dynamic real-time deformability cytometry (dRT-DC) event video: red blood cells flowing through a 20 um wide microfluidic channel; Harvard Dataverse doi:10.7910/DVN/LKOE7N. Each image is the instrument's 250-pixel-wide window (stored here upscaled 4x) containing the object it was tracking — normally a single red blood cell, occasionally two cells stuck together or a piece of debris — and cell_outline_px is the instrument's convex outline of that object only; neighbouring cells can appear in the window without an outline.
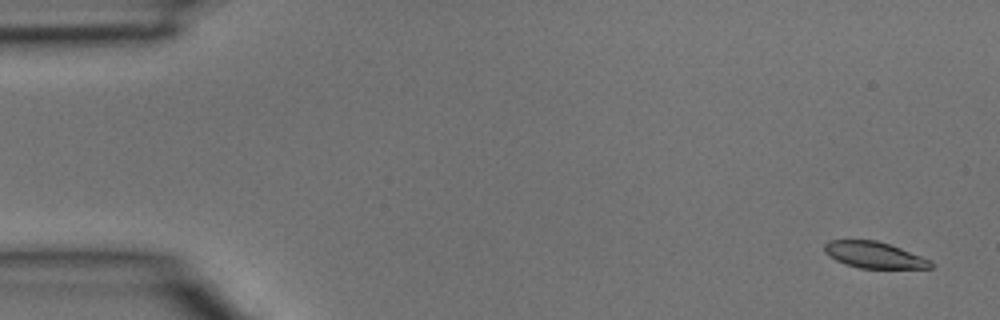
{"species": "common noctule bat (a hibernating species)", "species_latin": "Nyctalus noctula", "temperature_condition": "room temperature", "stored_images_in_passage": 40, "camera_frame_rate_fps": 3000, "um_per_image_px": 0.085, "animal": {"sex": "male", "body_mass_g": 15.6}, "frame": {"image": 1, "passage_image": 2, "time_ms": 0.333, "image_size_px": [1000, 320], "cell_outline_px": [[936, 264], [932, 268], [860, 268], [844, 264], [828, 256], [824, 252], [824, 244], [828, 240], [876, 240], [900, 248], [932, 260]], "centroid_in_image_um": [74.3, 21.67], "position_along_channel_um": 10.7, "area_um2": 16.42}}
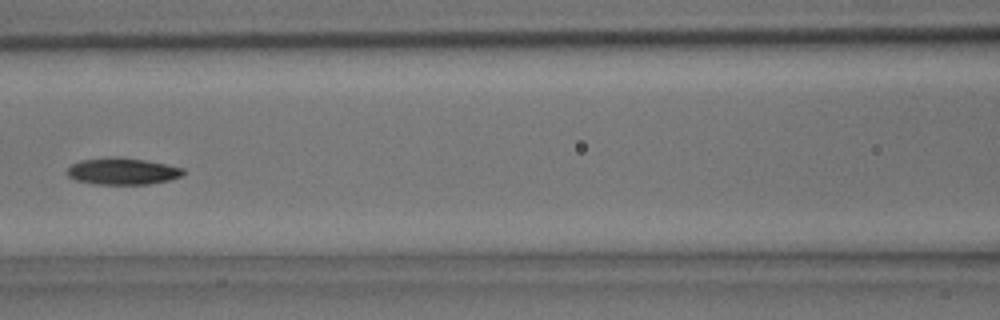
{"frame": {"image": 2, "passage_image": 18, "time_ms": 5.667, "image_size_px": [1000, 320], "cell_outline_px": [[184, 172], [180, 176], [168, 180], [148, 184], [92, 184], [76, 180], [68, 176], [64, 172], [72, 164], [80, 160], [112, 156], [120, 156], [144, 160], [184, 168]], "centroid_in_image_um": [10.34, 14.55], "position_along_channel_um": 156.3, "area_um2": 18.15}}
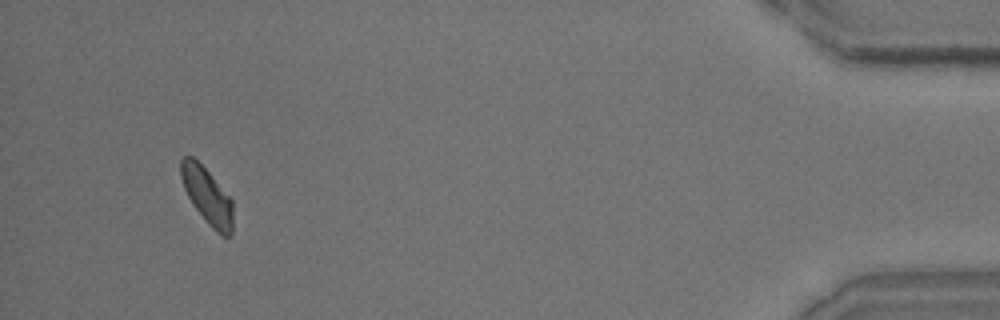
{"frame": {"image": 3, "passage_image": 38, "time_ms": 12.333, "image_size_px": [1000, 320], "cell_outline_px": [[232, 236], [224, 236], [216, 232], [208, 224], [192, 204], [184, 188], [180, 176], [180, 160], [184, 156], [192, 156], [208, 172], [232, 200]], "centroid_in_image_um": [17.59, 16.66], "position_along_channel_um": 417.6, "area_um2": 16.88}}